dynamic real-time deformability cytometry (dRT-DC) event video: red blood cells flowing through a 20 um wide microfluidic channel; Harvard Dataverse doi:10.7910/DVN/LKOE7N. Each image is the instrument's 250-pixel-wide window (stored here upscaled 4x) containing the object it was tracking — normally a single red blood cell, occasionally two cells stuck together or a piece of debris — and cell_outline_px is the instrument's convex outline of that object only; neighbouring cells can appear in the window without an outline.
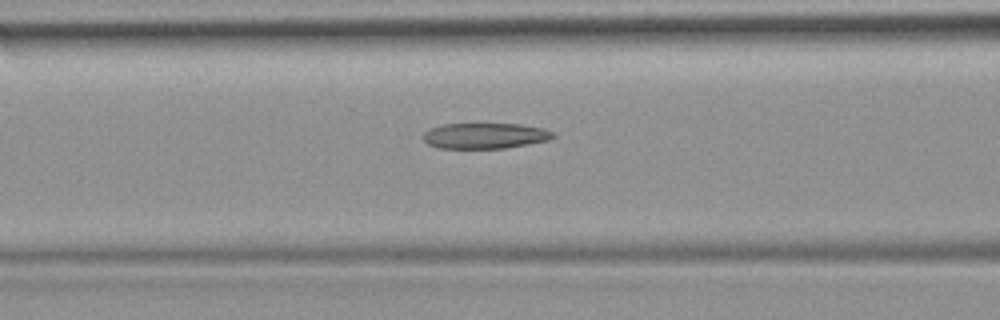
{"species": "common noctule bat (a hibernating species)", "species_latin": "Nyctalus noctula", "temperature_condition": "room temperature", "stored_images_in_passage": 32, "camera_frame_rate_fps": 3000, "um_per_image_px": 0.085, "animal": {"sex": "female", "body_mass_g": 19.9}, "frame": {"image": 1, "passage_image": 10, "time_ms": 3.0, "image_size_px": [1000, 320], "cell_outline_px": [[556, 136], [548, 140], [528, 144], [504, 148], [440, 148], [428, 144], [420, 136], [428, 128], [444, 124], [520, 124], [544, 128], [552, 132]], "centroid_in_image_um": [41.19, 11.53], "position_along_channel_um": 125.4, "area_um2": 19.48}}
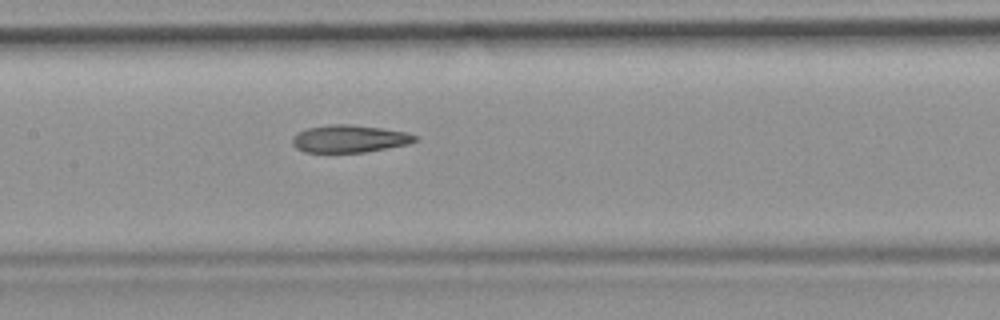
{"frame": {"image": 2, "passage_image": 14, "time_ms": 4.333, "image_size_px": [1000, 320], "cell_outline_px": [[420, 136], [416, 140], [408, 144], [364, 152], [304, 152], [296, 148], [292, 144], [292, 136], [296, 132], [308, 128], [328, 124], [348, 124], [380, 128], [408, 132]], "centroid_in_image_um": [29.68, 11.79], "position_along_channel_um": 177.7, "area_um2": 19.71}}